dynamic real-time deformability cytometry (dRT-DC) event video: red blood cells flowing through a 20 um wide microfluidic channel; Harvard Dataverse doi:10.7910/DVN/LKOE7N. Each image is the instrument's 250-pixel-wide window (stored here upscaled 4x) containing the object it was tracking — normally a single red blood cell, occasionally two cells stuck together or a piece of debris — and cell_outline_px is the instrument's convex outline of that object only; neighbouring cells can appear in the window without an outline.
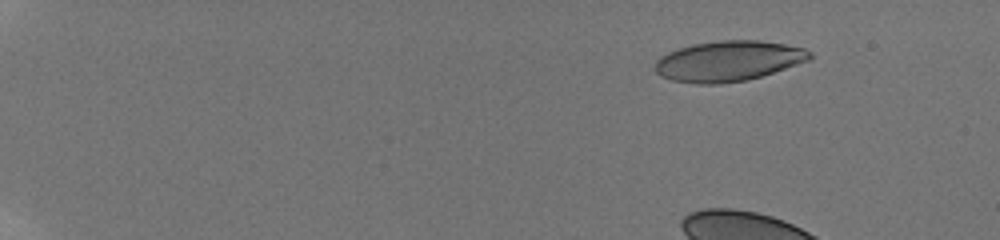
{"species": "human", "species_latin": "Homo sapiens", "temperature_condition": "room temperature", "stored_images_in_passage": 20, "camera_frame_rate_fps": 3000, "um_per_image_px": 0.085, "donor": {"sex": "male"}, "frame": {"image": 1, "passage_image": 10, "time_ms": 2.667, "image_size_px": [1000, 240], "cell_outline_px": [[812, 56], [808, 60], [748, 80], [720, 84], [696, 84], [672, 80], [656, 72], [656, 60], [660, 56], [668, 52], [692, 44], [720, 40], [760, 40], [784, 44], [804, 48], [812, 52]], "centroid_in_image_um": [61.9, 5.18], "position_along_channel_um": 23.1, "area_um2": 36.18}}